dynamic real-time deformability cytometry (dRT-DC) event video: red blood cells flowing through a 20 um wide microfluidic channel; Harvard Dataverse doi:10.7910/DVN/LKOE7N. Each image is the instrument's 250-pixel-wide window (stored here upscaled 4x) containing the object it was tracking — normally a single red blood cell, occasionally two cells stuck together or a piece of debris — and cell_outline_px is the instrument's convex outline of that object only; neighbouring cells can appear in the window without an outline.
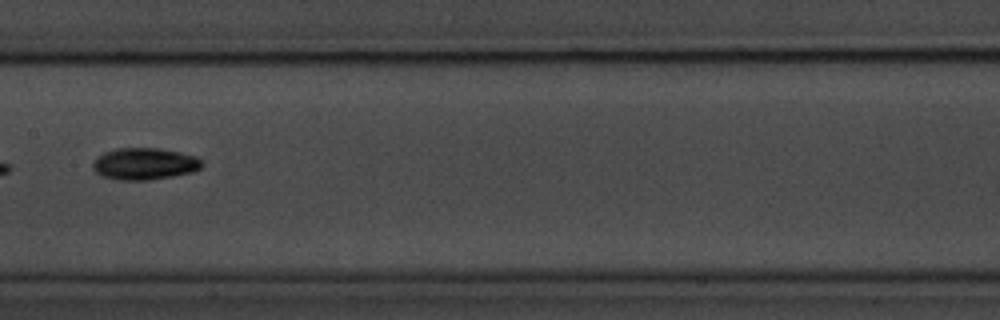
{"species": "common noctule bat (a hibernating species)", "species_latin": "Nyctalus noctula", "temperature_condition": "room temperature", "stored_images_in_passage": 15, "camera_frame_rate_fps": 3000, "um_per_image_px": 0.085, "animal": {"sex": "male", "body_mass_g": 20.1, "forearm_length_mm": 53.5}, "frame": {"image": 1, "passage_image": 7, "time_ms": 7.667, "image_size_px": [1000, 320], "cell_outline_px": [[204, 164], [200, 168], [192, 172], [172, 176], [148, 180], [116, 180], [100, 176], [92, 168], [92, 164], [104, 152], [116, 148], [156, 148], [180, 152], [196, 156]], "centroid_in_image_um": [12.27, 13.93], "position_along_channel_um": 195.1, "area_um2": 20.23}}